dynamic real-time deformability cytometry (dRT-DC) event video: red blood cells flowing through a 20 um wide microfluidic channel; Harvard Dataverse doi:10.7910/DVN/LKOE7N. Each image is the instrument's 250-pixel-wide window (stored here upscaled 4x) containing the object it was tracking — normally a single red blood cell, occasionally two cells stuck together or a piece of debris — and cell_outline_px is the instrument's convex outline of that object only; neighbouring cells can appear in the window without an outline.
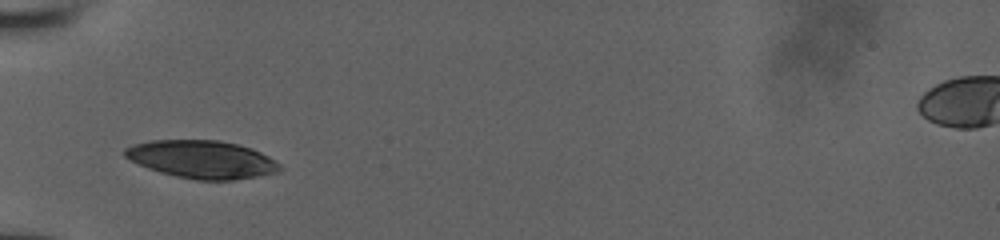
{"species": "human", "species_latin": "Homo sapiens", "temperature_condition": "room temperature", "stored_images_in_passage": 15, "camera_frame_rate_fps": 3000, "um_per_image_px": 0.085, "donor": {"sex": "male"}, "frame": {"image": 1, "passage_image": 1, "time_ms": 0.0, "image_size_px": [1000, 240], "cell_outline_px": [[284, 168], [280, 172], [260, 176], [232, 180], [196, 180], [176, 176], [160, 172], [148, 168], [124, 156], [124, 148], [132, 144], [152, 140], [220, 140], [252, 148], [268, 156], [280, 164]], "centroid_in_image_um": [17.2, 13.55], "position_along_channel_um": 67.8, "area_um2": 34.28}}
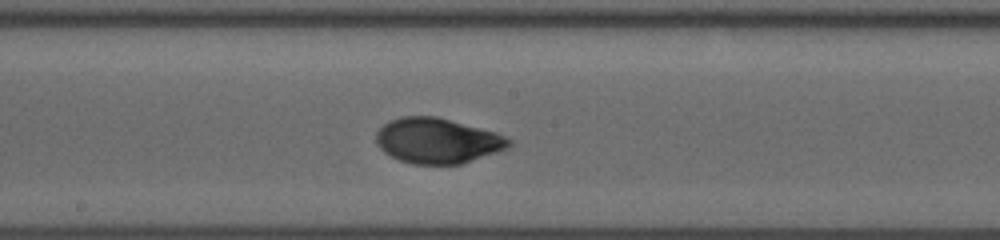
{"frame": {"image": 2, "passage_image": 7, "time_ms": 3.667, "image_size_px": [1000, 240], "cell_outline_px": [[512, 144], [508, 148], [460, 164], [412, 164], [400, 160], [384, 152], [376, 144], [376, 132], [388, 120], [400, 116], [436, 116], [496, 132], [512, 140]], "centroid_in_image_um": [37.16, 11.95], "position_along_channel_um": 211.0, "area_um2": 35.03}}
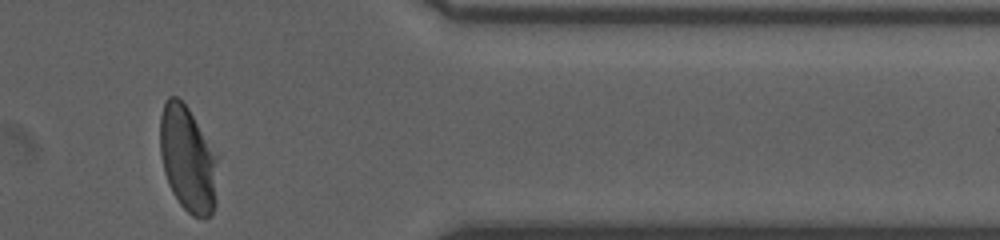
{"frame": {"image": 3, "passage_image": 14, "time_ms": 8.667, "image_size_px": [1000, 240], "cell_outline_px": [[220, 156], [216, 204], [212, 212], [204, 220], [192, 216], [180, 204], [172, 192], [168, 184], [164, 172], [160, 156], [160, 116], [164, 104], [168, 96], [176, 96], [188, 108], [220, 152]], "centroid_in_image_um": [16.03, 13.53], "position_along_channel_um": 395.4, "area_um2": 37.05}}